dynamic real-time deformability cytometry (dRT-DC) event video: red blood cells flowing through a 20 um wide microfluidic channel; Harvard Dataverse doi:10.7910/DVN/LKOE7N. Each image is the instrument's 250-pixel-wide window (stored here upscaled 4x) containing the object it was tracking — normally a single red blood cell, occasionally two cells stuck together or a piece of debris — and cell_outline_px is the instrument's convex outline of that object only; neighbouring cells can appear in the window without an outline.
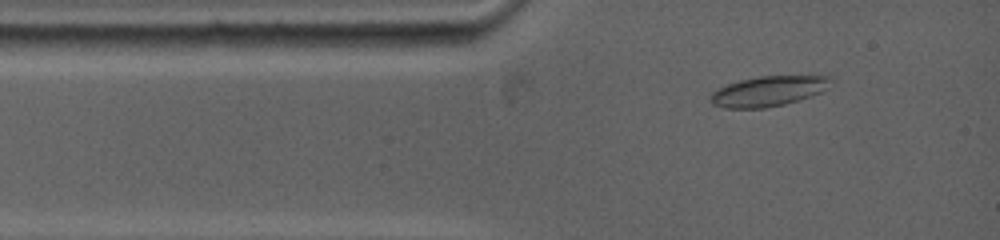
{"species": "common noctule bat (a hibernating species)", "species_latin": "Nyctalus noctula", "temperature_condition": "warm", "stored_images_in_passage": 11, "camera_frame_rate_fps": 5000, "um_per_image_px": 0.085, "animal": {"sex": "female", "body_mass_g": 19.0, "forearm_length_mm": 53.3}, "frame": {"image": 1, "passage_image": 1, "time_ms": 0.0, "image_size_px": [1000, 240], "cell_outline_px": [[836, 80], [820, 92], [784, 104], [764, 108], [724, 108], [712, 104], [708, 100], [712, 92], [728, 84], [740, 80], [760, 76], [832, 76]], "centroid_in_image_um": [65.3, 7.74], "position_along_channel_um": 19.7, "area_um2": 20.98}}
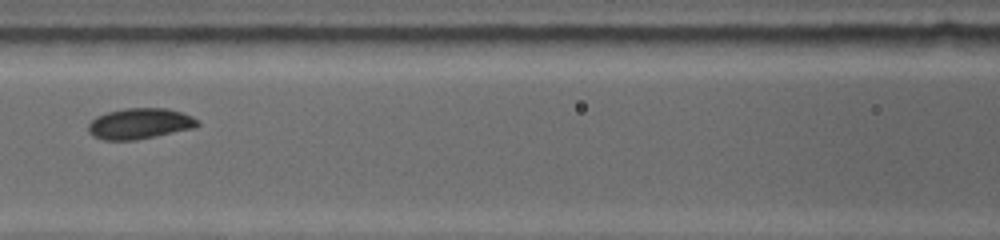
{"frame": {"image": 2, "passage_image": 4, "time_ms": 4.0, "image_size_px": [1000, 240], "cell_outline_px": [[200, 124], [196, 128], [136, 140], [104, 140], [92, 136], [88, 132], [88, 124], [96, 116], [108, 112], [124, 108], [168, 108], [192, 116]], "centroid_in_image_um": [11.87, 10.51], "position_along_channel_um": 154.7, "area_um2": 19.71}}
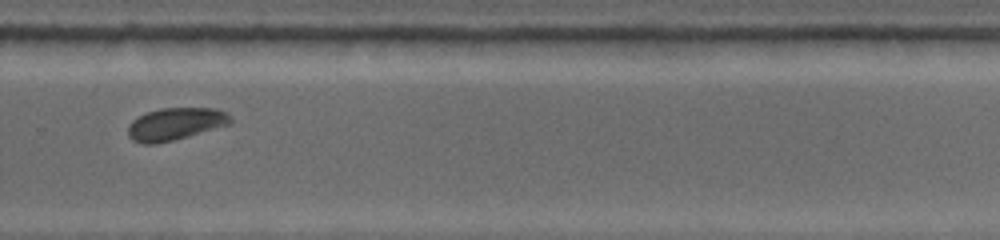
{"frame": {"image": 3, "passage_image": 10, "time_ms": 8.2, "image_size_px": [1000, 240], "cell_outline_px": [[232, 124], [172, 140], [156, 144], [144, 144], [132, 140], [128, 136], [128, 124], [132, 120], [148, 112], [160, 108], [216, 108], [228, 112], [232, 116]], "centroid_in_image_um": [14.94, 10.53], "position_along_channel_um": 314.9, "area_um2": 19.42}}